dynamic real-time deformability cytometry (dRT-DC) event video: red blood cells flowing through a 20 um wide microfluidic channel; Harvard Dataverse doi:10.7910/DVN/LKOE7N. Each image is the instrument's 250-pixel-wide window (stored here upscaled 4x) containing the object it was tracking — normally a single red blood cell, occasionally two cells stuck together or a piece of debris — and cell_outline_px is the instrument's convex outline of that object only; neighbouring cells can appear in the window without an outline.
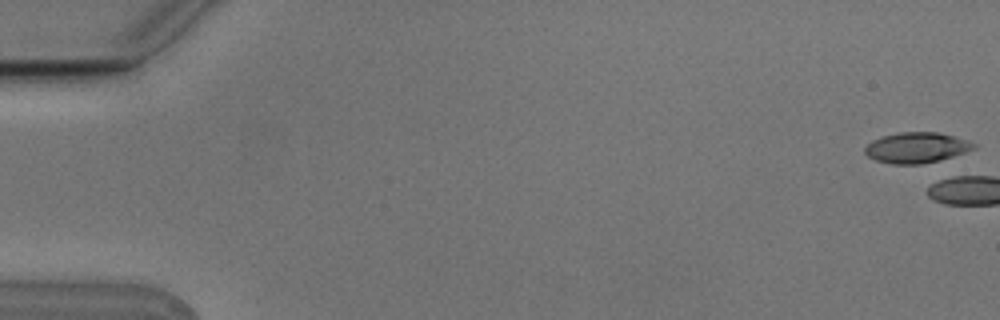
{"species": "Egyptian fruit bat (a non-hibernating species)", "species_latin": "Rousettus aegyptiacus", "temperature_condition": "cold", "stored_images_in_passage": 1, "camera_frame_rate_fps": 3000, "um_per_image_px": 0.085, "animal": {"sex": "male"}, "frame": {"image": 1, "passage_image": 1, "time_ms": 0.0, "image_size_px": [1000, 320], "cell_outline_px": [[976, 148], [940, 160], [920, 164], [892, 164], [876, 160], [868, 156], [864, 152], [864, 148], [872, 140], [884, 136], [900, 132], [936, 132], [952, 136], [976, 144]], "centroid_in_image_um": [77.87, 12.55], "position_along_channel_um": 7.1, "area_um2": 19.07}}